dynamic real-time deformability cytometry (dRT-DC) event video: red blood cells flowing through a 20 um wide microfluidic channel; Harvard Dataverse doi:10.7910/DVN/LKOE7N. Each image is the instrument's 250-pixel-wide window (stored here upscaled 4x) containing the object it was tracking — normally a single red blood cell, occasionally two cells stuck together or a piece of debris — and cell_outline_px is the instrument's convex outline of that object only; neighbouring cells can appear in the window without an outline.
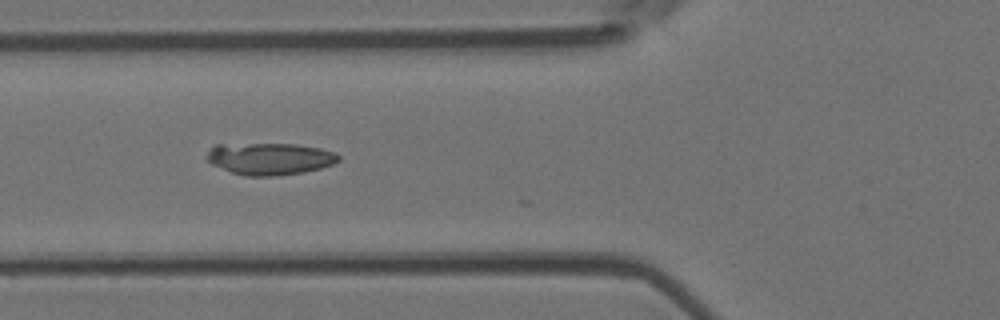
{"species": "Egyptian fruit bat (a non-hibernating species)", "species_latin": "Rousettus aegyptiacus", "temperature_condition": "room temperature", "stored_images_in_passage": 5, "camera_frame_rate_fps": 3000, "um_per_image_px": 0.085, "animal": {"sex": "female"}, "frame": {"image": 1, "passage_image": 3, "time_ms": 3.0, "image_size_px": [1000, 320], "cell_outline_px": [[340, 160], [332, 164], [320, 168], [304, 172], [276, 176], [244, 176], [232, 172], [212, 164], [208, 160], [208, 152], [216, 144], [296, 144], [320, 148], [336, 152], [340, 156]], "centroid_in_image_um": [22.97, 13.49], "position_along_channel_um": 102.8, "area_um2": 24.45}}
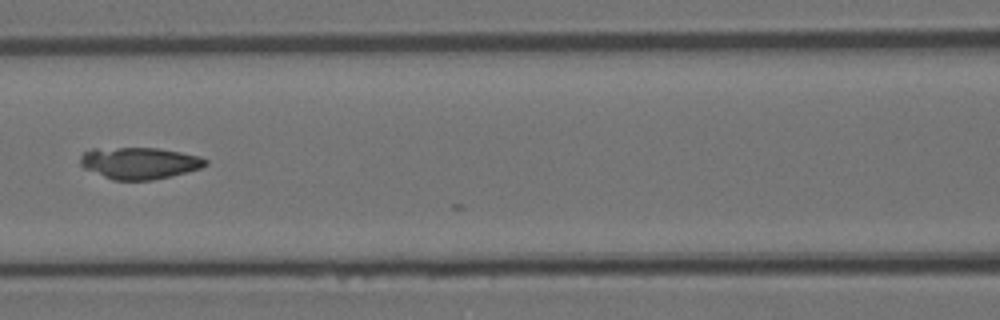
{"frame": {"image": 2, "passage_image": 4, "time_ms": 4.333, "image_size_px": [1000, 320], "cell_outline_px": [[208, 164], [200, 168], [188, 172], [172, 176], [152, 180], [112, 180], [84, 168], [80, 164], [80, 156], [84, 152], [92, 148], [156, 148], [180, 152], [200, 156], [208, 160]], "centroid_in_image_um": [11.85, 13.86], "position_along_channel_um": 154.7, "area_um2": 23.24}}
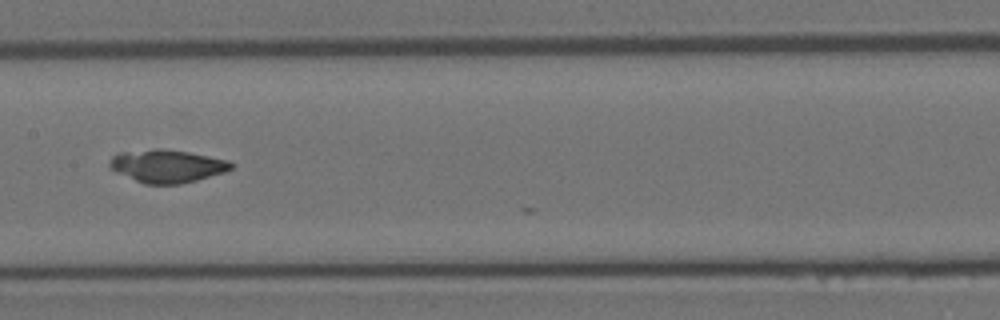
{"frame": {"image": 3, "passage_image": 5, "time_ms": 5.333, "image_size_px": [1000, 320], "cell_outline_px": [[232, 168], [224, 172], [196, 180], [180, 184], [144, 184], [116, 172], [108, 168], [108, 164], [112, 156], [120, 152], [156, 148], [164, 148], [188, 152], [228, 160], [232, 164]], "centroid_in_image_um": [14.15, 14.11], "position_along_channel_um": 193.3, "area_um2": 23.29}}